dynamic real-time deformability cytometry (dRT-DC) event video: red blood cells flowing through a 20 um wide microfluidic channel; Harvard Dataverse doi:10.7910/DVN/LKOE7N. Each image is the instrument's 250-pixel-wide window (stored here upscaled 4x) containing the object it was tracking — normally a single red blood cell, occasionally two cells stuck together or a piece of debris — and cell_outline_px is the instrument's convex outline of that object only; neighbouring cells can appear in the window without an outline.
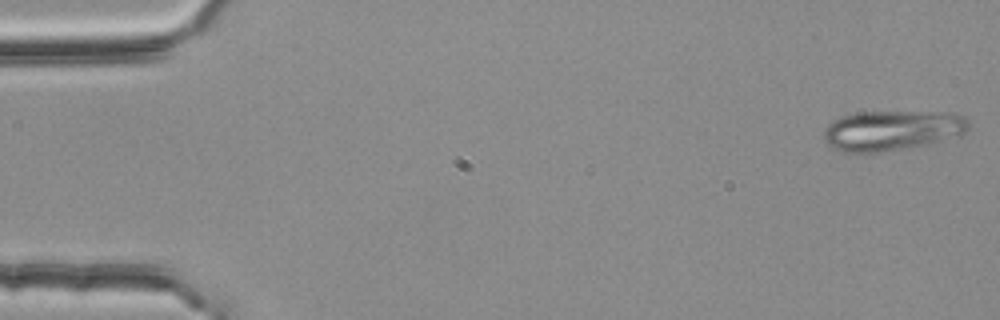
{"species": "common noctule bat (a hibernating species)", "species_latin": "Nyctalus noctula", "temperature_condition": "room temperature", "stored_images_in_passage": 53, "camera_frame_rate_fps": 3000, "um_per_image_px": 0.085, "animal": {"sex": "female", "body_mass_g": 25.1}, "frame": {"image": 1, "passage_image": 1, "time_ms": 0.0, "image_size_px": [1000, 320], "cell_outline_px": [[968, 128], [960, 136], [924, 144], [880, 152], [840, 152], [832, 148], [824, 140], [824, 128], [832, 120], [840, 116], [860, 112], [952, 112], [964, 116], [968, 120]], "centroid_in_image_um": [75.79, 11.07], "position_along_channel_um": 9.2, "area_um2": 33.81}}
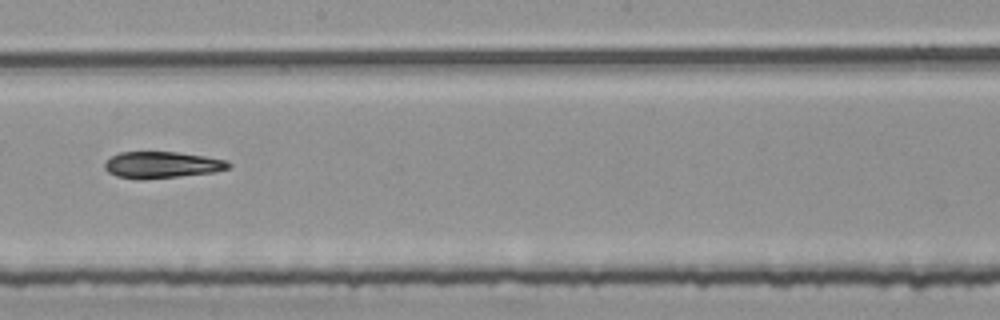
{"frame": {"image": 2, "passage_image": 30, "time_ms": 9.667, "image_size_px": [1000, 320], "cell_outline_px": [[232, 164], [228, 168], [216, 172], [180, 176], [140, 180], [116, 176], [108, 172], [104, 168], [104, 160], [120, 152], [176, 152], [204, 156], [224, 160]], "centroid_in_image_um": [13.71, 14.02], "position_along_channel_um": 234.5, "area_um2": 19.19}}
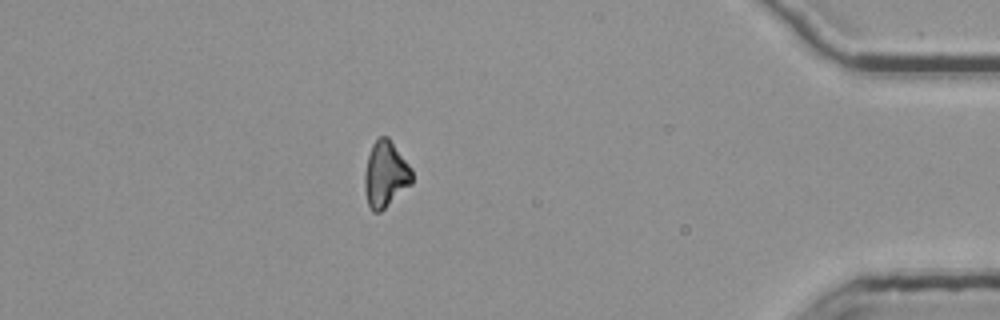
{"frame": {"image": 3, "passage_image": 47, "time_ms": 15.333, "image_size_px": [1000, 320], "cell_outline_px": [[412, 184], [380, 212], [372, 212], [368, 204], [364, 192], [364, 176], [368, 156], [372, 144], [380, 136], [388, 136], [412, 168]], "centroid_in_image_um": [32.76, 14.82], "position_along_channel_um": 402.4, "area_um2": 18.32}}